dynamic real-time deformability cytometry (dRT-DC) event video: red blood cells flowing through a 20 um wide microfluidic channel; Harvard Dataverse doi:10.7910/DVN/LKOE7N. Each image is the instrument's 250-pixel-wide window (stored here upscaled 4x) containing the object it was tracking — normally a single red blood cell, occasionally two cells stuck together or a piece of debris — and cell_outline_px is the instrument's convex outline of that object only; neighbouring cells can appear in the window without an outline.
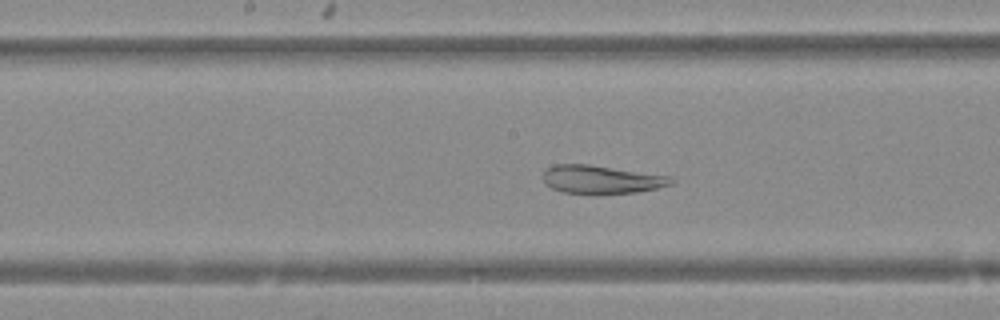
{"species": "Egyptian fruit bat (a non-hibernating species)", "species_latin": "Rousettus aegyptiacus", "temperature_condition": "warm", "stored_images_in_passage": 39, "camera_frame_rate_fps": 3000, "um_per_image_px": 0.085, "animal": {"sex": "female"}, "frame": {"image": 1, "passage_image": 20, "time_ms": 6.333, "image_size_px": [1000, 320], "cell_outline_px": [[676, 180], [672, 184], [656, 188], [636, 192], [596, 196], [592, 196], [564, 192], [552, 188], [544, 184], [540, 176], [548, 168], [556, 164], [588, 164], [672, 176]], "centroid_in_image_um": [51.1, 15.28], "position_along_channel_um": 197.1, "area_um2": 21.85}}
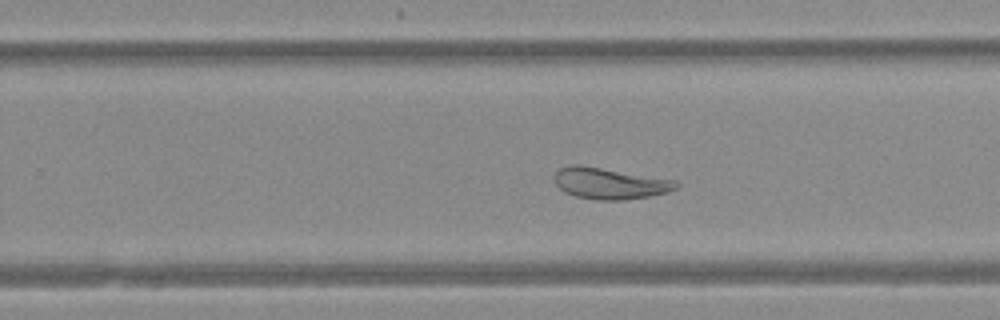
{"frame": {"image": 2, "passage_image": 26, "time_ms": 8.333, "image_size_px": [1000, 320], "cell_outline_px": [[680, 184], [676, 188], [668, 192], [648, 196], [624, 200], [596, 200], [576, 196], [564, 192], [556, 184], [556, 172], [560, 168], [572, 164], [580, 164], [676, 180]], "centroid_in_image_um": [51.84, 15.58], "position_along_channel_um": 278.0, "area_um2": 22.14}}
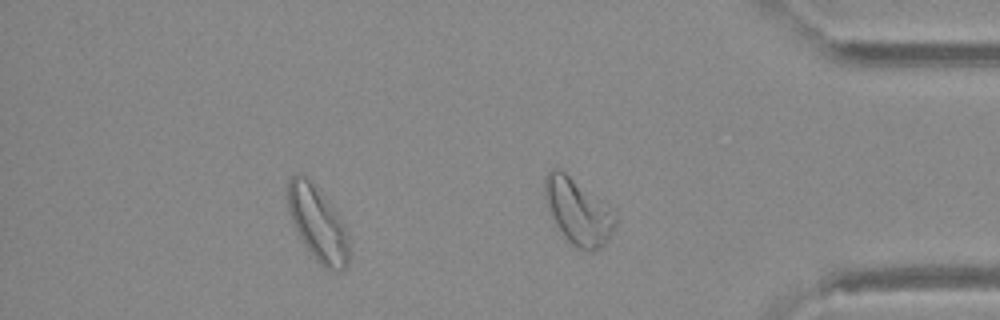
{"frame": {"image": 3, "passage_image": 35, "time_ms": 11.333, "image_size_px": [1000, 320], "cell_outline_px": [[348, 264], [344, 272], [328, 272], [316, 260], [304, 244], [288, 212], [288, 180], [292, 176], [304, 176], [312, 184], [332, 208], [344, 224], [348, 236]], "centroid_in_image_um": [27.03, 19.13], "position_along_channel_um": 408.2, "area_um2": 25.95}}